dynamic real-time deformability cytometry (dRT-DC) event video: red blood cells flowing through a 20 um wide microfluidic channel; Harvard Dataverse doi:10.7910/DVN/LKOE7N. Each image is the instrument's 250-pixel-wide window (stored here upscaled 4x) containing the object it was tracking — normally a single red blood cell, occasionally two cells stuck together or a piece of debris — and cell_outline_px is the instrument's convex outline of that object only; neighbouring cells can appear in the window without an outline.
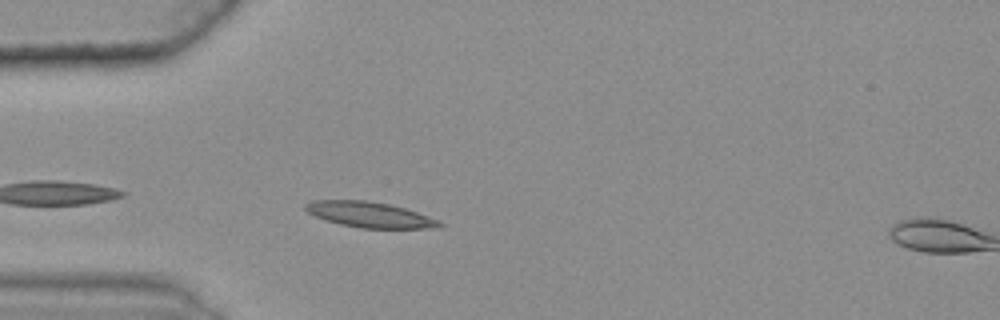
{"species": "common noctule bat (a hibernating species)", "species_latin": "Nyctalus noctula", "temperature_condition": "warm", "stored_images_in_passage": 31, "camera_frame_rate_fps": 3000, "um_per_image_px": 0.085, "animal": {"sex": "female", "body_mass_g": 25.1}, "frame": {"image": 1, "passage_image": 3, "time_ms": 0.667, "image_size_px": [1000, 320], "cell_outline_px": [[444, 224], [440, 228], [360, 228], [340, 224], [324, 220], [308, 212], [304, 208], [304, 204], [312, 200], [368, 200], [388, 204], [404, 208], [440, 220]], "centroid_in_image_um": [31.42, 18.25], "position_along_channel_um": 53.6, "area_um2": 20.0}}
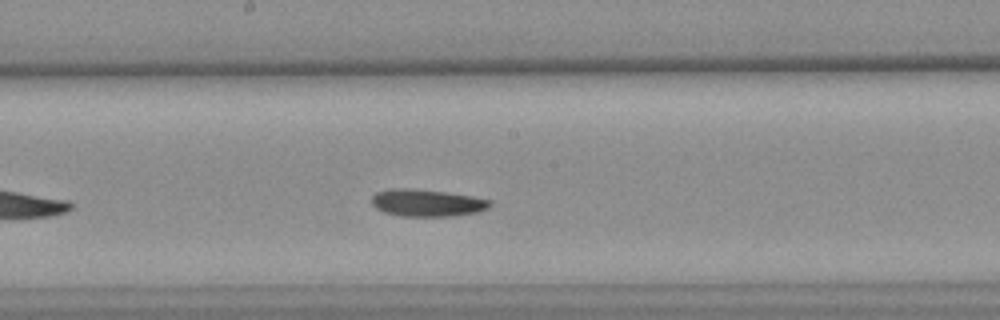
{"frame": {"image": 2, "passage_image": 17, "time_ms": 5.333, "image_size_px": [1000, 320], "cell_outline_px": [[492, 204], [488, 208], [476, 212], [452, 216], [400, 216], [384, 212], [376, 208], [372, 204], [372, 196], [376, 192], [388, 188], [412, 188], [444, 192], [472, 196], [492, 200]], "centroid_in_image_um": [36.27, 17.23], "position_along_channel_um": 211.9, "area_um2": 18.79}}
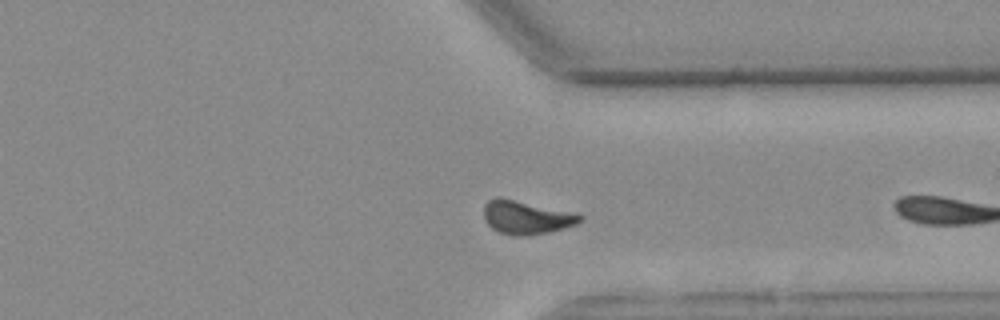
{"frame": {"image": 3, "passage_image": 27, "time_ms": 8.667, "image_size_px": [1000, 320], "cell_outline_px": [[584, 216], [576, 224], [564, 228], [548, 232], [516, 236], [512, 236], [500, 232], [492, 228], [488, 224], [484, 216], [484, 204], [488, 200], [496, 196], [580, 212]], "centroid_in_image_um": [44.78, 18.44], "position_along_channel_um": 366.6, "area_um2": 19.02}}